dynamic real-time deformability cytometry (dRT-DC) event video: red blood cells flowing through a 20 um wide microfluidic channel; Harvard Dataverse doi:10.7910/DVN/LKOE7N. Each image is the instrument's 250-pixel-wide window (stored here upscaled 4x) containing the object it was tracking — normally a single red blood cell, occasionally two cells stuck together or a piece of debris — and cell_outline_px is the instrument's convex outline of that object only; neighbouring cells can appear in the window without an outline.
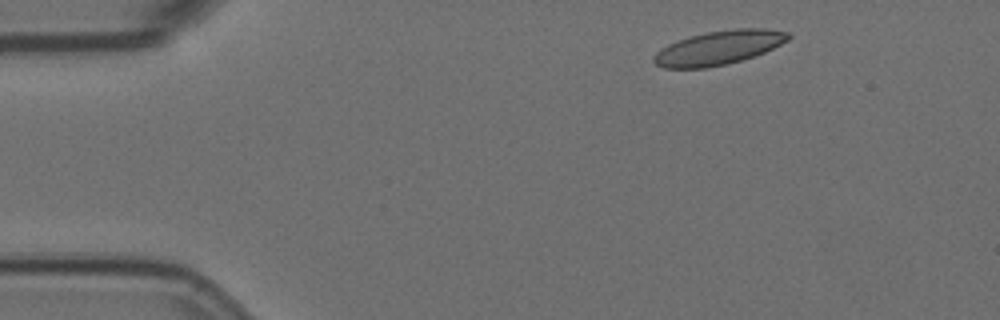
{"species": "Egyptian fruit bat (a non-hibernating species)", "species_latin": "Rousettus aegyptiacus", "temperature_condition": "room temperature", "stored_images_in_passage": 6, "camera_frame_rate_fps": 3000, "um_per_image_px": 0.085, "animal": {"sex": "female"}, "frame": {"image": 1, "passage_image": 2, "time_ms": 0.333, "image_size_px": [1000, 320], "cell_outline_px": [[792, 36], [788, 40], [764, 52], [740, 60], [724, 64], [704, 68], [664, 68], [656, 64], [652, 60], [652, 56], [656, 52], [668, 44], [676, 40], [708, 32], [736, 28], [764, 28], [788, 32]], "centroid_in_image_um": [61.07, 4.05], "position_along_channel_um": 23.9, "area_um2": 26.36}}
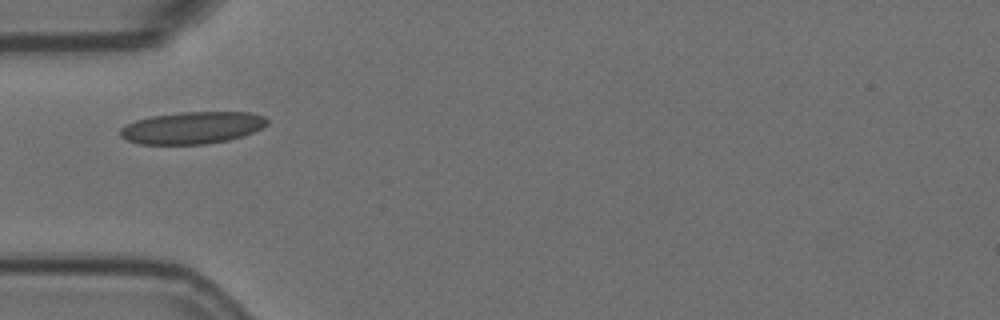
{"frame": {"image": 2, "passage_image": 5, "time_ms": 1.333, "image_size_px": [1000, 320], "cell_outline_px": [[268, 124], [252, 132], [228, 140], [208, 144], [140, 144], [128, 140], [120, 136], [120, 128], [136, 120], [152, 116], [180, 112], [248, 112], [264, 116], [268, 120]], "centroid_in_image_um": [16.34, 10.86], "position_along_channel_um": 68.7, "area_um2": 27.28}}
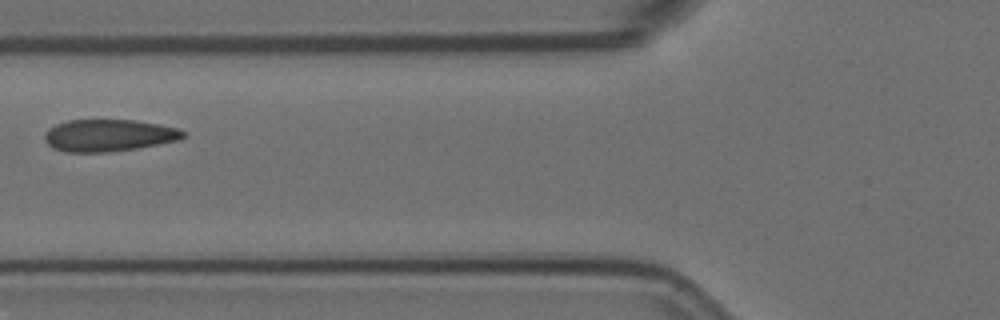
{"frame": {"image": 3, "passage_image": 6, "time_ms": 1.667, "image_size_px": [1000, 320], "cell_outline_px": [[184, 136], [180, 140], [136, 148], [108, 152], [64, 152], [52, 148], [44, 140], [44, 132], [48, 128], [56, 124], [68, 120], [136, 120], [160, 124], [176, 128], [184, 132]], "centroid_in_image_um": [9.19, 11.51], "position_along_channel_um": 116.6, "area_um2": 25.95}}